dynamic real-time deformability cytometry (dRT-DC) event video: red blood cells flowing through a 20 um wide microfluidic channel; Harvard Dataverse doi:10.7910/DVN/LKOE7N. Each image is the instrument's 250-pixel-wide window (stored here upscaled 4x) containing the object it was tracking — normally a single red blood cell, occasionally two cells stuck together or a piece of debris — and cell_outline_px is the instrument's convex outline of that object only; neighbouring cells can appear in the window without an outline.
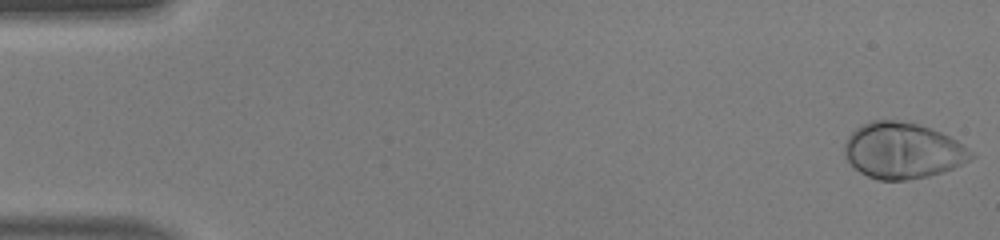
{"species": "human", "species_latin": "Homo sapiens", "temperature_condition": "warm", "stored_images_in_passage": 49, "camera_frame_rate_fps": 3000, "um_per_image_px": 0.085, "donor": {"sex": "male"}, "frame": {"image": 1, "passage_image": 1, "time_ms": 0.0, "image_size_px": [1000, 240], "cell_outline_px": [[976, 156], [952, 168], [928, 176], [908, 180], [880, 180], [868, 176], [852, 168], [844, 156], [844, 144], [848, 136], [856, 128], [872, 120], [892, 120], [920, 124], [940, 132], [956, 140], [968, 148]], "centroid_in_image_um": [76.69, 12.8], "position_along_channel_um": 8.3, "area_um2": 41.21}}
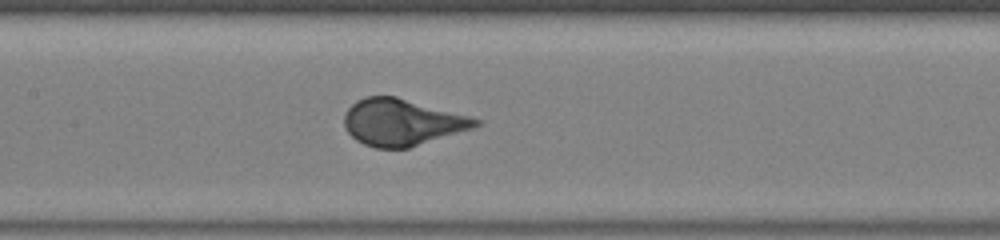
{"frame": {"image": 2, "passage_image": 24, "time_ms": 7.667, "image_size_px": [1000, 240], "cell_outline_px": [[484, 120], [480, 124], [472, 128], [408, 148], [376, 148], [364, 144], [356, 140], [344, 128], [344, 112], [356, 100], [364, 96], [396, 96]], "centroid_in_image_um": [34.14, 10.38], "position_along_channel_um": 173.3, "area_um2": 35.6}}
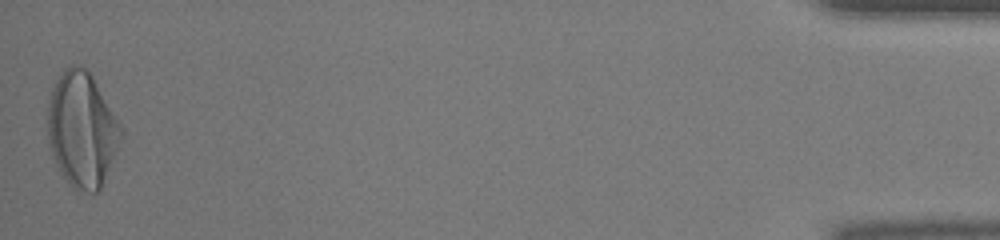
{"frame": {"image": 3, "passage_image": 49, "time_ms": 16.0, "image_size_px": [1000, 240], "cell_outline_px": [[124, 136], [100, 188], [96, 192], [88, 192], [72, 188], [56, 164], [52, 156], [48, 140], [48, 104], [52, 88], [56, 80], [64, 68], [72, 64], [80, 64], [92, 76], [124, 128]], "centroid_in_image_um": [6.98, 10.99], "position_along_channel_um": 428.2, "area_um2": 49.25}, "authors_computed_cell_mechanics": {"area_um2": 37.57, "velocity_mm_per_s": 4.1763, "shape_relaxation_time_tau1_ms": 2.5051, "shape_relaxation_time_tau2_ms": null, "deformation_change_tau1": 0.2194, "deformation_change_tau2": null}}